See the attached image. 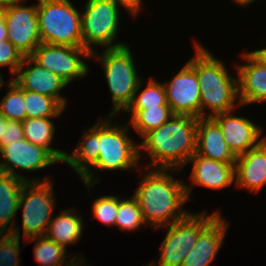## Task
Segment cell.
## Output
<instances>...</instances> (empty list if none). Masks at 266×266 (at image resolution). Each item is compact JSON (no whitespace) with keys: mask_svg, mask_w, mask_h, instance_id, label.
Instances as JSON below:
<instances>
[{"mask_svg":"<svg viewBox=\"0 0 266 266\" xmlns=\"http://www.w3.org/2000/svg\"><path fill=\"white\" fill-rule=\"evenodd\" d=\"M16 75L15 78L12 77V80L22 89L55 98L66 108L67 99L60 94L68 84L59 76L37 64L30 56L24 57Z\"/></svg>","mask_w":266,"mask_h":266,"instance_id":"obj_15","label":"cell"},{"mask_svg":"<svg viewBox=\"0 0 266 266\" xmlns=\"http://www.w3.org/2000/svg\"><path fill=\"white\" fill-rule=\"evenodd\" d=\"M23 59L24 55L8 40L0 42V67L10 66L11 74L15 76Z\"/></svg>","mask_w":266,"mask_h":266,"instance_id":"obj_33","label":"cell"},{"mask_svg":"<svg viewBox=\"0 0 266 266\" xmlns=\"http://www.w3.org/2000/svg\"><path fill=\"white\" fill-rule=\"evenodd\" d=\"M234 3L236 2L237 5H241V6H247L248 4L251 5V3H253L255 0H233Z\"/></svg>","mask_w":266,"mask_h":266,"instance_id":"obj_40","label":"cell"},{"mask_svg":"<svg viewBox=\"0 0 266 266\" xmlns=\"http://www.w3.org/2000/svg\"><path fill=\"white\" fill-rule=\"evenodd\" d=\"M53 185L52 180L24 183L18 203V210H23V239L45 235L56 204Z\"/></svg>","mask_w":266,"mask_h":266,"instance_id":"obj_9","label":"cell"},{"mask_svg":"<svg viewBox=\"0 0 266 266\" xmlns=\"http://www.w3.org/2000/svg\"><path fill=\"white\" fill-rule=\"evenodd\" d=\"M198 118L188 115H173L168 121L146 133L139 145L148 153L149 169L182 170L196 152Z\"/></svg>","mask_w":266,"mask_h":266,"instance_id":"obj_2","label":"cell"},{"mask_svg":"<svg viewBox=\"0 0 266 266\" xmlns=\"http://www.w3.org/2000/svg\"><path fill=\"white\" fill-rule=\"evenodd\" d=\"M8 40L7 29H0V42Z\"/></svg>","mask_w":266,"mask_h":266,"instance_id":"obj_42","label":"cell"},{"mask_svg":"<svg viewBox=\"0 0 266 266\" xmlns=\"http://www.w3.org/2000/svg\"><path fill=\"white\" fill-rule=\"evenodd\" d=\"M145 222L137 200L132 196L129 199L118 197V211L115 226L124 231L140 229Z\"/></svg>","mask_w":266,"mask_h":266,"instance_id":"obj_30","label":"cell"},{"mask_svg":"<svg viewBox=\"0 0 266 266\" xmlns=\"http://www.w3.org/2000/svg\"><path fill=\"white\" fill-rule=\"evenodd\" d=\"M26 0H18L6 8L5 22L7 25L8 41L19 50L24 57L30 56L34 49L41 44L37 4L25 6Z\"/></svg>","mask_w":266,"mask_h":266,"instance_id":"obj_12","label":"cell"},{"mask_svg":"<svg viewBox=\"0 0 266 266\" xmlns=\"http://www.w3.org/2000/svg\"><path fill=\"white\" fill-rule=\"evenodd\" d=\"M118 6H122L125 8L126 11L129 12L130 15L136 17L141 10L140 8L143 7L142 0H114ZM142 5V6H141Z\"/></svg>","mask_w":266,"mask_h":266,"instance_id":"obj_35","label":"cell"},{"mask_svg":"<svg viewBox=\"0 0 266 266\" xmlns=\"http://www.w3.org/2000/svg\"><path fill=\"white\" fill-rule=\"evenodd\" d=\"M149 80L145 89L142 91H140V88H142L143 80H140L133 101L127 110H145L157 106H169L163 83L152 78Z\"/></svg>","mask_w":266,"mask_h":266,"instance_id":"obj_26","label":"cell"},{"mask_svg":"<svg viewBox=\"0 0 266 266\" xmlns=\"http://www.w3.org/2000/svg\"><path fill=\"white\" fill-rule=\"evenodd\" d=\"M3 84H5L4 83V78H3L2 74H0V89H1Z\"/></svg>","mask_w":266,"mask_h":266,"instance_id":"obj_43","label":"cell"},{"mask_svg":"<svg viewBox=\"0 0 266 266\" xmlns=\"http://www.w3.org/2000/svg\"><path fill=\"white\" fill-rule=\"evenodd\" d=\"M23 138L22 121L7 120L4 137L1 138L0 145H10V143H14Z\"/></svg>","mask_w":266,"mask_h":266,"instance_id":"obj_34","label":"cell"},{"mask_svg":"<svg viewBox=\"0 0 266 266\" xmlns=\"http://www.w3.org/2000/svg\"><path fill=\"white\" fill-rule=\"evenodd\" d=\"M229 222L219 213L200 233L181 266H210L223 244Z\"/></svg>","mask_w":266,"mask_h":266,"instance_id":"obj_18","label":"cell"},{"mask_svg":"<svg viewBox=\"0 0 266 266\" xmlns=\"http://www.w3.org/2000/svg\"><path fill=\"white\" fill-rule=\"evenodd\" d=\"M26 119L59 117L65 108L55 99L24 90Z\"/></svg>","mask_w":266,"mask_h":266,"instance_id":"obj_27","label":"cell"},{"mask_svg":"<svg viewBox=\"0 0 266 266\" xmlns=\"http://www.w3.org/2000/svg\"><path fill=\"white\" fill-rule=\"evenodd\" d=\"M196 54L188 62L194 67L200 86V117L233 111L241 103L238 80L228 73L224 62L214 57L203 45L196 41ZM208 108L209 114H206Z\"/></svg>","mask_w":266,"mask_h":266,"instance_id":"obj_3","label":"cell"},{"mask_svg":"<svg viewBox=\"0 0 266 266\" xmlns=\"http://www.w3.org/2000/svg\"><path fill=\"white\" fill-rule=\"evenodd\" d=\"M163 85L174 115L200 118V86L196 71L189 62Z\"/></svg>","mask_w":266,"mask_h":266,"instance_id":"obj_13","label":"cell"},{"mask_svg":"<svg viewBox=\"0 0 266 266\" xmlns=\"http://www.w3.org/2000/svg\"><path fill=\"white\" fill-rule=\"evenodd\" d=\"M103 50L101 54L93 52L91 58L101 60L113 103V109L108 116L115 117L131 105L142 78L138 76L135 59L127 44Z\"/></svg>","mask_w":266,"mask_h":266,"instance_id":"obj_4","label":"cell"},{"mask_svg":"<svg viewBox=\"0 0 266 266\" xmlns=\"http://www.w3.org/2000/svg\"><path fill=\"white\" fill-rule=\"evenodd\" d=\"M245 64H237L238 101L242 106L266 102V68L248 51L242 53Z\"/></svg>","mask_w":266,"mask_h":266,"instance_id":"obj_20","label":"cell"},{"mask_svg":"<svg viewBox=\"0 0 266 266\" xmlns=\"http://www.w3.org/2000/svg\"><path fill=\"white\" fill-rule=\"evenodd\" d=\"M52 118L42 117L29 118L22 121L24 139L37 146L47 149L60 163H63L66 156V151H61L51 147L54 140L55 125Z\"/></svg>","mask_w":266,"mask_h":266,"instance_id":"obj_24","label":"cell"},{"mask_svg":"<svg viewBox=\"0 0 266 266\" xmlns=\"http://www.w3.org/2000/svg\"><path fill=\"white\" fill-rule=\"evenodd\" d=\"M77 256H79V254L76 256L74 255V257H72L71 260L70 259L69 261L66 260L64 263L57 265V266H83L85 263V259L82 257V255H80L81 257L78 260ZM84 266H87V265L85 264Z\"/></svg>","mask_w":266,"mask_h":266,"instance_id":"obj_37","label":"cell"},{"mask_svg":"<svg viewBox=\"0 0 266 266\" xmlns=\"http://www.w3.org/2000/svg\"><path fill=\"white\" fill-rule=\"evenodd\" d=\"M192 163L190 180L192 185L185 184L188 199L193 186H202L209 189L220 190L235 183V163H224L198 155L196 152L189 159Z\"/></svg>","mask_w":266,"mask_h":266,"instance_id":"obj_16","label":"cell"},{"mask_svg":"<svg viewBox=\"0 0 266 266\" xmlns=\"http://www.w3.org/2000/svg\"><path fill=\"white\" fill-rule=\"evenodd\" d=\"M125 112L131 114L129 125L141 137L158 128L174 115L170 106H157L145 110H126Z\"/></svg>","mask_w":266,"mask_h":266,"instance_id":"obj_25","label":"cell"},{"mask_svg":"<svg viewBox=\"0 0 266 266\" xmlns=\"http://www.w3.org/2000/svg\"><path fill=\"white\" fill-rule=\"evenodd\" d=\"M196 153L224 163L236 161V156L224 140L219 125L211 117L198 118Z\"/></svg>","mask_w":266,"mask_h":266,"instance_id":"obj_21","label":"cell"},{"mask_svg":"<svg viewBox=\"0 0 266 266\" xmlns=\"http://www.w3.org/2000/svg\"><path fill=\"white\" fill-rule=\"evenodd\" d=\"M235 186L259 192L266 185V139L236 157Z\"/></svg>","mask_w":266,"mask_h":266,"instance_id":"obj_19","label":"cell"},{"mask_svg":"<svg viewBox=\"0 0 266 266\" xmlns=\"http://www.w3.org/2000/svg\"><path fill=\"white\" fill-rule=\"evenodd\" d=\"M233 111L211 117L220 127L229 149L237 157L257 147L266 137H261L263 130L244 116H235Z\"/></svg>","mask_w":266,"mask_h":266,"instance_id":"obj_14","label":"cell"},{"mask_svg":"<svg viewBox=\"0 0 266 266\" xmlns=\"http://www.w3.org/2000/svg\"><path fill=\"white\" fill-rule=\"evenodd\" d=\"M81 137L82 139L78 142L73 152L71 154L69 152L66 153L63 163L72 167L85 183V186L90 189L100 181L94 176L96 172L91 170L99 157L98 121L90 129L84 130Z\"/></svg>","mask_w":266,"mask_h":266,"instance_id":"obj_17","label":"cell"},{"mask_svg":"<svg viewBox=\"0 0 266 266\" xmlns=\"http://www.w3.org/2000/svg\"><path fill=\"white\" fill-rule=\"evenodd\" d=\"M60 163L47 149L20 139L10 145H0V172L13 175L25 182H42L52 180L47 178L26 179V176L16 171V168L25 171L45 169L52 164Z\"/></svg>","mask_w":266,"mask_h":266,"instance_id":"obj_11","label":"cell"},{"mask_svg":"<svg viewBox=\"0 0 266 266\" xmlns=\"http://www.w3.org/2000/svg\"><path fill=\"white\" fill-rule=\"evenodd\" d=\"M206 212H191L181 220L161 227L168 229V232L160 245V258L158 261H151L147 266H181L197 242L199 233L220 213Z\"/></svg>","mask_w":266,"mask_h":266,"instance_id":"obj_8","label":"cell"},{"mask_svg":"<svg viewBox=\"0 0 266 266\" xmlns=\"http://www.w3.org/2000/svg\"><path fill=\"white\" fill-rule=\"evenodd\" d=\"M112 117L98 119L99 157L93 167L104 171L142 169L139 166V145L128 134L129 123L125 126H118L116 122L112 124Z\"/></svg>","mask_w":266,"mask_h":266,"instance_id":"obj_6","label":"cell"},{"mask_svg":"<svg viewBox=\"0 0 266 266\" xmlns=\"http://www.w3.org/2000/svg\"><path fill=\"white\" fill-rule=\"evenodd\" d=\"M18 0H0V7L2 8H6L8 5H10L11 3H14Z\"/></svg>","mask_w":266,"mask_h":266,"instance_id":"obj_41","label":"cell"},{"mask_svg":"<svg viewBox=\"0 0 266 266\" xmlns=\"http://www.w3.org/2000/svg\"><path fill=\"white\" fill-rule=\"evenodd\" d=\"M25 181L0 172V234L11 233L20 238L19 226L13 222ZM12 220V221H11Z\"/></svg>","mask_w":266,"mask_h":266,"instance_id":"obj_22","label":"cell"},{"mask_svg":"<svg viewBox=\"0 0 266 266\" xmlns=\"http://www.w3.org/2000/svg\"><path fill=\"white\" fill-rule=\"evenodd\" d=\"M260 64L266 68V47L249 52Z\"/></svg>","mask_w":266,"mask_h":266,"instance_id":"obj_36","label":"cell"},{"mask_svg":"<svg viewBox=\"0 0 266 266\" xmlns=\"http://www.w3.org/2000/svg\"><path fill=\"white\" fill-rule=\"evenodd\" d=\"M37 20L41 43L83 47L81 11L70 0H39Z\"/></svg>","mask_w":266,"mask_h":266,"instance_id":"obj_5","label":"cell"},{"mask_svg":"<svg viewBox=\"0 0 266 266\" xmlns=\"http://www.w3.org/2000/svg\"><path fill=\"white\" fill-rule=\"evenodd\" d=\"M5 124H7V119L0 111V141L1 138L4 137Z\"/></svg>","mask_w":266,"mask_h":266,"instance_id":"obj_38","label":"cell"},{"mask_svg":"<svg viewBox=\"0 0 266 266\" xmlns=\"http://www.w3.org/2000/svg\"><path fill=\"white\" fill-rule=\"evenodd\" d=\"M93 217L101 223L108 226H115L116 215L118 211V196L103 195L96 198L92 204Z\"/></svg>","mask_w":266,"mask_h":266,"instance_id":"obj_31","label":"cell"},{"mask_svg":"<svg viewBox=\"0 0 266 266\" xmlns=\"http://www.w3.org/2000/svg\"><path fill=\"white\" fill-rule=\"evenodd\" d=\"M27 241L35 242L33 253L35 260L41 264L40 266H57L67 260L66 250L45 236L28 238L25 243Z\"/></svg>","mask_w":266,"mask_h":266,"instance_id":"obj_28","label":"cell"},{"mask_svg":"<svg viewBox=\"0 0 266 266\" xmlns=\"http://www.w3.org/2000/svg\"><path fill=\"white\" fill-rule=\"evenodd\" d=\"M75 207L70 209H61V214L52 218L47 227L45 237L55 241L65 250L67 245L76 244L82 237L83 219L82 216L76 214Z\"/></svg>","mask_w":266,"mask_h":266,"instance_id":"obj_23","label":"cell"},{"mask_svg":"<svg viewBox=\"0 0 266 266\" xmlns=\"http://www.w3.org/2000/svg\"><path fill=\"white\" fill-rule=\"evenodd\" d=\"M0 29H7L4 8L0 7Z\"/></svg>","mask_w":266,"mask_h":266,"instance_id":"obj_39","label":"cell"},{"mask_svg":"<svg viewBox=\"0 0 266 266\" xmlns=\"http://www.w3.org/2000/svg\"><path fill=\"white\" fill-rule=\"evenodd\" d=\"M20 238L11 233L0 234V266H19Z\"/></svg>","mask_w":266,"mask_h":266,"instance_id":"obj_32","label":"cell"},{"mask_svg":"<svg viewBox=\"0 0 266 266\" xmlns=\"http://www.w3.org/2000/svg\"><path fill=\"white\" fill-rule=\"evenodd\" d=\"M169 171L182 170L147 168L133 195L138 202L145 226L160 229L190 213L182 209L189 200L185 184L176 180Z\"/></svg>","mask_w":266,"mask_h":266,"instance_id":"obj_1","label":"cell"},{"mask_svg":"<svg viewBox=\"0 0 266 266\" xmlns=\"http://www.w3.org/2000/svg\"><path fill=\"white\" fill-rule=\"evenodd\" d=\"M8 91L0 101V111L7 120L23 121L26 119L24 89L14 80L7 83Z\"/></svg>","mask_w":266,"mask_h":266,"instance_id":"obj_29","label":"cell"},{"mask_svg":"<svg viewBox=\"0 0 266 266\" xmlns=\"http://www.w3.org/2000/svg\"><path fill=\"white\" fill-rule=\"evenodd\" d=\"M81 12L83 47L92 54L93 47L105 49L123 46L114 42L118 35L120 7L114 0H87ZM95 49V50H94Z\"/></svg>","mask_w":266,"mask_h":266,"instance_id":"obj_7","label":"cell"},{"mask_svg":"<svg viewBox=\"0 0 266 266\" xmlns=\"http://www.w3.org/2000/svg\"><path fill=\"white\" fill-rule=\"evenodd\" d=\"M30 57L69 85L74 79L86 77L89 67L82 58L91 59V54L84 47L41 43Z\"/></svg>","mask_w":266,"mask_h":266,"instance_id":"obj_10","label":"cell"}]
</instances>
